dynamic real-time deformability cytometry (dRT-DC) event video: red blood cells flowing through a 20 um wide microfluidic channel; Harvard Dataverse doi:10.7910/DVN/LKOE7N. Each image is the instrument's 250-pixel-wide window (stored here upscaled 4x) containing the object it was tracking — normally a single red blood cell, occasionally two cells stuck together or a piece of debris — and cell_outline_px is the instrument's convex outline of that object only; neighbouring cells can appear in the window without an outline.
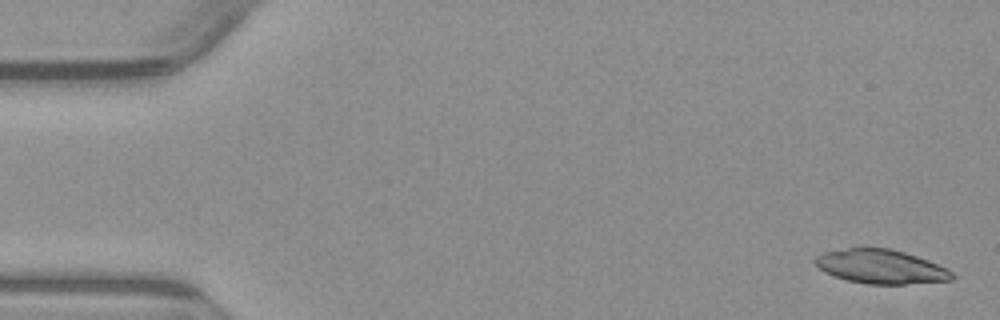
{"species": "common noctule bat (a hibernating species)", "species_latin": "Nyctalus noctula", "temperature_condition": "warm", "stored_images_in_passage": 7, "camera_frame_rate_fps": 3000, "um_per_image_px": 0.085, "animal": {"sex": "male", "body_mass_g": 23.1, "forearm_length_mm": 52.7}, "frame": {"image": 1, "passage_image": 1, "time_ms": 0.0, "image_size_px": [1000, 320], "cell_outline_px": [[956, 276], [952, 280], [904, 284], [868, 284], [848, 280], [824, 272], [812, 260], [816, 256], [824, 252], [848, 248], [888, 248], [904, 252], [928, 260], [948, 268]], "centroid_in_image_um": [74.9, 22.66], "position_along_channel_um": 10.1, "area_um2": 27.05}}